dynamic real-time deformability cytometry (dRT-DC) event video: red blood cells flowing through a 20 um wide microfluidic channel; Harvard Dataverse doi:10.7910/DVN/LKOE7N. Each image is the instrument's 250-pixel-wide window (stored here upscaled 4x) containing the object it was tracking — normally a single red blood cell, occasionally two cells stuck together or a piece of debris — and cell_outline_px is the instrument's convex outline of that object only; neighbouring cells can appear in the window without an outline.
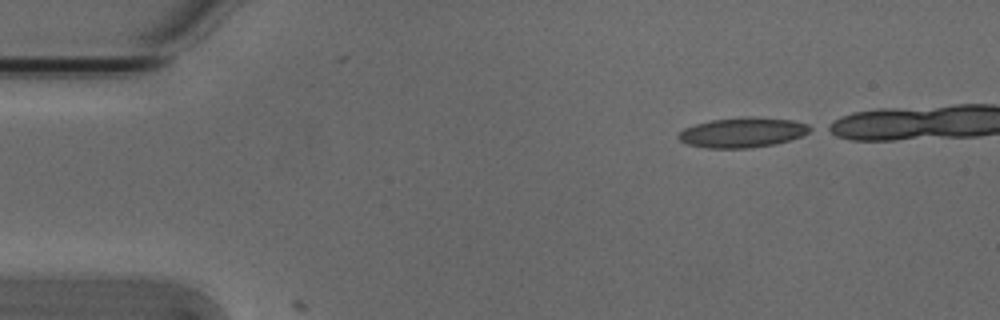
{"species": "Egyptian fruit bat (a non-hibernating species)", "species_latin": "Rousettus aegyptiacus", "temperature_condition": "cold", "stored_images_in_passage": 2, "camera_frame_rate_fps": 3000, "um_per_image_px": 0.085, "animal": {"sex": "male"}, "frame": {"image": 1, "passage_image": 2, "time_ms": 0.333, "image_size_px": [1000, 320], "cell_outline_px": [[816, 128], [800, 136], [788, 140], [772, 144], [748, 148], [708, 148], [688, 144], [680, 140], [676, 136], [684, 128], [696, 124], [712, 120], [744, 116], [752, 116], [792, 120], [808, 124]], "centroid_in_image_um": [63.13, 11.24], "position_along_channel_um": 21.9, "area_um2": 22.89}}